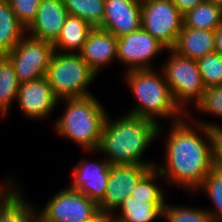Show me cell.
Masks as SVG:
<instances>
[{
  "instance_id": "1f68e13d",
  "label": "cell",
  "mask_w": 222,
  "mask_h": 222,
  "mask_svg": "<svg viewBox=\"0 0 222 222\" xmlns=\"http://www.w3.org/2000/svg\"><path fill=\"white\" fill-rule=\"evenodd\" d=\"M178 10L184 15L188 11L192 10L204 0H171Z\"/></svg>"
},
{
  "instance_id": "ba28073f",
  "label": "cell",
  "mask_w": 222,
  "mask_h": 222,
  "mask_svg": "<svg viewBox=\"0 0 222 222\" xmlns=\"http://www.w3.org/2000/svg\"><path fill=\"white\" fill-rule=\"evenodd\" d=\"M53 43L34 39L27 34L5 57L13 65L20 83L46 76Z\"/></svg>"
},
{
  "instance_id": "8d00e7d4",
  "label": "cell",
  "mask_w": 222,
  "mask_h": 222,
  "mask_svg": "<svg viewBox=\"0 0 222 222\" xmlns=\"http://www.w3.org/2000/svg\"><path fill=\"white\" fill-rule=\"evenodd\" d=\"M30 222H44L38 215H36Z\"/></svg>"
},
{
  "instance_id": "83f0119b",
  "label": "cell",
  "mask_w": 222,
  "mask_h": 222,
  "mask_svg": "<svg viewBox=\"0 0 222 222\" xmlns=\"http://www.w3.org/2000/svg\"><path fill=\"white\" fill-rule=\"evenodd\" d=\"M162 177L156 168H152L131 191V196L141 200H165L162 185L155 184L156 178ZM161 188V189H160Z\"/></svg>"
},
{
  "instance_id": "d6a6232c",
  "label": "cell",
  "mask_w": 222,
  "mask_h": 222,
  "mask_svg": "<svg viewBox=\"0 0 222 222\" xmlns=\"http://www.w3.org/2000/svg\"><path fill=\"white\" fill-rule=\"evenodd\" d=\"M215 52L222 55V25L214 31Z\"/></svg>"
},
{
  "instance_id": "f546056e",
  "label": "cell",
  "mask_w": 222,
  "mask_h": 222,
  "mask_svg": "<svg viewBox=\"0 0 222 222\" xmlns=\"http://www.w3.org/2000/svg\"><path fill=\"white\" fill-rule=\"evenodd\" d=\"M19 23L27 29L36 17L41 0H7Z\"/></svg>"
},
{
  "instance_id": "5bb4252c",
  "label": "cell",
  "mask_w": 222,
  "mask_h": 222,
  "mask_svg": "<svg viewBox=\"0 0 222 222\" xmlns=\"http://www.w3.org/2000/svg\"><path fill=\"white\" fill-rule=\"evenodd\" d=\"M141 4L137 0H105L104 20L100 28L117 38L140 29Z\"/></svg>"
},
{
  "instance_id": "5b68a950",
  "label": "cell",
  "mask_w": 222,
  "mask_h": 222,
  "mask_svg": "<svg viewBox=\"0 0 222 222\" xmlns=\"http://www.w3.org/2000/svg\"><path fill=\"white\" fill-rule=\"evenodd\" d=\"M97 76L80 53L56 51L51 56L46 74L58 100L92 95L87 88Z\"/></svg>"
},
{
  "instance_id": "9a60e30c",
  "label": "cell",
  "mask_w": 222,
  "mask_h": 222,
  "mask_svg": "<svg viewBox=\"0 0 222 222\" xmlns=\"http://www.w3.org/2000/svg\"><path fill=\"white\" fill-rule=\"evenodd\" d=\"M63 0H41L32 24L26 29L28 36L54 43L68 16Z\"/></svg>"
},
{
  "instance_id": "d590c367",
  "label": "cell",
  "mask_w": 222,
  "mask_h": 222,
  "mask_svg": "<svg viewBox=\"0 0 222 222\" xmlns=\"http://www.w3.org/2000/svg\"><path fill=\"white\" fill-rule=\"evenodd\" d=\"M213 3L214 5L220 6L222 8V0H206Z\"/></svg>"
},
{
  "instance_id": "7c38bea8",
  "label": "cell",
  "mask_w": 222,
  "mask_h": 222,
  "mask_svg": "<svg viewBox=\"0 0 222 222\" xmlns=\"http://www.w3.org/2000/svg\"><path fill=\"white\" fill-rule=\"evenodd\" d=\"M110 165L106 158L98 162L82 159L73 168L72 183L68 188L84 194L98 205L106 193Z\"/></svg>"
},
{
  "instance_id": "e0dca14e",
  "label": "cell",
  "mask_w": 222,
  "mask_h": 222,
  "mask_svg": "<svg viewBox=\"0 0 222 222\" xmlns=\"http://www.w3.org/2000/svg\"><path fill=\"white\" fill-rule=\"evenodd\" d=\"M214 42L213 30L192 29L183 25L172 50L182 57L197 61L215 52Z\"/></svg>"
},
{
  "instance_id": "44dd1931",
  "label": "cell",
  "mask_w": 222,
  "mask_h": 222,
  "mask_svg": "<svg viewBox=\"0 0 222 222\" xmlns=\"http://www.w3.org/2000/svg\"><path fill=\"white\" fill-rule=\"evenodd\" d=\"M26 35L7 0H0V56L8 54Z\"/></svg>"
},
{
  "instance_id": "6da1fadb",
  "label": "cell",
  "mask_w": 222,
  "mask_h": 222,
  "mask_svg": "<svg viewBox=\"0 0 222 222\" xmlns=\"http://www.w3.org/2000/svg\"><path fill=\"white\" fill-rule=\"evenodd\" d=\"M187 118L189 114L171 124L165 140L164 165L156 164L155 168L162 175L161 179H167V184H175L193 194L214 168L215 135L222 127L200 120H195L196 127H193Z\"/></svg>"
},
{
  "instance_id": "603a6c76",
  "label": "cell",
  "mask_w": 222,
  "mask_h": 222,
  "mask_svg": "<svg viewBox=\"0 0 222 222\" xmlns=\"http://www.w3.org/2000/svg\"><path fill=\"white\" fill-rule=\"evenodd\" d=\"M19 88L20 82L13 65L5 56H0V115L2 117L9 112Z\"/></svg>"
},
{
  "instance_id": "4dcf8cb0",
  "label": "cell",
  "mask_w": 222,
  "mask_h": 222,
  "mask_svg": "<svg viewBox=\"0 0 222 222\" xmlns=\"http://www.w3.org/2000/svg\"><path fill=\"white\" fill-rule=\"evenodd\" d=\"M214 167L222 171V130L216 132V135H215Z\"/></svg>"
},
{
  "instance_id": "3957f363",
  "label": "cell",
  "mask_w": 222,
  "mask_h": 222,
  "mask_svg": "<svg viewBox=\"0 0 222 222\" xmlns=\"http://www.w3.org/2000/svg\"><path fill=\"white\" fill-rule=\"evenodd\" d=\"M125 82L134 95L136 107L129 114L149 119L158 125L163 119L170 117L171 123L184 118V113L176 104L164 74L154 69L130 70L125 72Z\"/></svg>"
},
{
  "instance_id": "7a4b0ae2",
  "label": "cell",
  "mask_w": 222,
  "mask_h": 222,
  "mask_svg": "<svg viewBox=\"0 0 222 222\" xmlns=\"http://www.w3.org/2000/svg\"><path fill=\"white\" fill-rule=\"evenodd\" d=\"M107 115L102 129L99 149L111 165H147L155 168L157 163L142 161L144 152L162 132L161 125L132 114L115 120Z\"/></svg>"
},
{
  "instance_id": "ac0fdd59",
  "label": "cell",
  "mask_w": 222,
  "mask_h": 222,
  "mask_svg": "<svg viewBox=\"0 0 222 222\" xmlns=\"http://www.w3.org/2000/svg\"><path fill=\"white\" fill-rule=\"evenodd\" d=\"M23 193L16 183L3 192L0 196V222H30L37 215V209L25 199Z\"/></svg>"
},
{
  "instance_id": "e575fe53",
  "label": "cell",
  "mask_w": 222,
  "mask_h": 222,
  "mask_svg": "<svg viewBox=\"0 0 222 222\" xmlns=\"http://www.w3.org/2000/svg\"><path fill=\"white\" fill-rule=\"evenodd\" d=\"M11 182V183H10ZM13 183V180H10L9 177L5 181V183L0 184V196L3 194V192Z\"/></svg>"
},
{
  "instance_id": "d4e9b609",
  "label": "cell",
  "mask_w": 222,
  "mask_h": 222,
  "mask_svg": "<svg viewBox=\"0 0 222 222\" xmlns=\"http://www.w3.org/2000/svg\"><path fill=\"white\" fill-rule=\"evenodd\" d=\"M198 190L204 191L213 202V210L207 209L212 220L222 222V171L214 167L197 189V193Z\"/></svg>"
},
{
  "instance_id": "2e32d148",
  "label": "cell",
  "mask_w": 222,
  "mask_h": 222,
  "mask_svg": "<svg viewBox=\"0 0 222 222\" xmlns=\"http://www.w3.org/2000/svg\"><path fill=\"white\" fill-rule=\"evenodd\" d=\"M118 38L100 27L92 28L80 55L99 76L101 69L117 60Z\"/></svg>"
},
{
  "instance_id": "4316f807",
  "label": "cell",
  "mask_w": 222,
  "mask_h": 222,
  "mask_svg": "<svg viewBox=\"0 0 222 222\" xmlns=\"http://www.w3.org/2000/svg\"><path fill=\"white\" fill-rule=\"evenodd\" d=\"M203 85H222V55L216 52L207 54L197 60Z\"/></svg>"
},
{
  "instance_id": "cb8c5ba5",
  "label": "cell",
  "mask_w": 222,
  "mask_h": 222,
  "mask_svg": "<svg viewBox=\"0 0 222 222\" xmlns=\"http://www.w3.org/2000/svg\"><path fill=\"white\" fill-rule=\"evenodd\" d=\"M68 14L85 20L92 28L101 27L105 0H63Z\"/></svg>"
},
{
  "instance_id": "4fadbf2b",
  "label": "cell",
  "mask_w": 222,
  "mask_h": 222,
  "mask_svg": "<svg viewBox=\"0 0 222 222\" xmlns=\"http://www.w3.org/2000/svg\"><path fill=\"white\" fill-rule=\"evenodd\" d=\"M16 101L22 114L32 120L46 118L59 103L46 76L20 83Z\"/></svg>"
},
{
  "instance_id": "52a82bcc",
  "label": "cell",
  "mask_w": 222,
  "mask_h": 222,
  "mask_svg": "<svg viewBox=\"0 0 222 222\" xmlns=\"http://www.w3.org/2000/svg\"><path fill=\"white\" fill-rule=\"evenodd\" d=\"M184 25L183 14L171 0H146L141 4V27L172 49Z\"/></svg>"
},
{
  "instance_id": "74e56055",
  "label": "cell",
  "mask_w": 222,
  "mask_h": 222,
  "mask_svg": "<svg viewBox=\"0 0 222 222\" xmlns=\"http://www.w3.org/2000/svg\"><path fill=\"white\" fill-rule=\"evenodd\" d=\"M109 222H120V221H118L117 219L111 217Z\"/></svg>"
},
{
  "instance_id": "836d02e7",
  "label": "cell",
  "mask_w": 222,
  "mask_h": 222,
  "mask_svg": "<svg viewBox=\"0 0 222 222\" xmlns=\"http://www.w3.org/2000/svg\"><path fill=\"white\" fill-rule=\"evenodd\" d=\"M111 217L112 214L99 210L94 216L83 222H109Z\"/></svg>"
},
{
  "instance_id": "f1b7e54d",
  "label": "cell",
  "mask_w": 222,
  "mask_h": 222,
  "mask_svg": "<svg viewBox=\"0 0 222 222\" xmlns=\"http://www.w3.org/2000/svg\"><path fill=\"white\" fill-rule=\"evenodd\" d=\"M195 106L202 113L222 118V85L207 87Z\"/></svg>"
},
{
  "instance_id": "277c9868",
  "label": "cell",
  "mask_w": 222,
  "mask_h": 222,
  "mask_svg": "<svg viewBox=\"0 0 222 222\" xmlns=\"http://www.w3.org/2000/svg\"><path fill=\"white\" fill-rule=\"evenodd\" d=\"M66 101L65 112L55 122V130L86 151L99 149L102 129L108 115L103 105L94 95L63 99Z\"/></svg>"
},
{
  "instance_id": "d6986e66",
  "label": "cell",
  "mask_w": 222,
  "mask_h": 222,
  "mask_svg": "<svg viewBox=\"0 0 222 222\" xmlns=\"http://www.w3.org/2000/svg\"><path fill=\"white\" fill-rule=\"evenodd\" d=\"M165 203V200H141L129 195L118 208L120 214L112 213V217L120 222H153L163 219Z\"/></svg>"
},
{
  "instance_id": "ffe728a7",
  "label": "cell",
  "mask_w": 222,
  "mask_h": 222,
  "mask_svg": "<svg viewBox=\"0 0 222 222\" xmlns=\"http://www.w3.org/2000/svg\"><path fill=\"white\" fill-rule=\"evenodd\" d=\"M91 29L85 20L68 15L58 38L53 43L54 51L80 53Z\"/></svg>"
},
{
  "instance_id": "8992f818",
  "label": "cell",
  "mask_w": 222,
  "mask_h": 222,
  "mask_svg": "<svg viewBox=\"0 0 222 222\" xmlns=\"http://www.w3.org/2000/svg\"><path fill=\"white\" fill-rule=\"evenodd\" d=\"M169 52V58L165 61L164 67L162 66V72L176 104L184 113L190 114L185 105L194 101L196 105L206 89L198 63L196 60L178 55L172 49H169Z\"/></svg>"
},
{
  "instance_id": "484cf974",
  "label": "cell",
  "mask_w": 222,
  "mask_h": 222,
  "mask_svg": "<svg viewBox=\"0 0 222 222\" xmlns=\"http://www.w3.org/2000/svg\"><path fill=\"white\" fill-rule=\"evenodd\" d=\"M163 218L167 222H214L207 208L173 206L165 203L163 208Z\"/></svg>"
},
{
  "instance_id": "9c48e42d",
  "label": "cell",
  "mask_w": 222,
  "mask_h": 222,
  "mask_svg": "<svg viewBox=\"0 0 222 222\" xmlns=\"http://www.w3.org/2000/svg\"><path fill=\"white\" fill-rule=\"evenodd\" d=\"M37 215L44 222H83L98 211V205L84 194L68 187L59 190Z\"/></svg>"
},
{
  "instance_id": "30bf717a",
  "label": "cell",
  "mask_w": 222,
  "mask_h": 222,
  "mask_svg": "<svg viewBox=\"0 0 222 222\" xmlns=\"http://www.w3.org/2000/svg\"><path fill=\"white\" fill-rule=\"evenodd\" d=\"M168 48L142 27L127 35L120 36L117 42V61L127 66L126 71L152 69L150 62Z\"/></svg>"
},
{
  "instance_id": "7402d4cb",
  "label": "cell",
  "mask_w": 222,
  "mask_h": 222,
  "mask_svg": "<svg viewBox=\"0 0 222 222\" xmlns=\"http://www.w3.org/2000/svg\"><path fill=\"white\" fill-rule=\"evenodd\" d=\"M183 22L187 28L215 31L222 25V8L204 0L183 15Z\"/></svg>"
},
{
  "instance_id": "8fae6325",
  "label": "cell",
  "mask_w": 222,
  "mask_h": 222,
  "mask_svg": "<svg viewBox=\"0 0 222 222\" xmlns=\"http://www.w3.org/2000/svg\"><path fill=\"white\" fill-rule=\"evenodd\" d=\"M152 168L139 164L110 165L106 193L98 204L99 210L109 214L117 211L123 200L131 194V191Z\"/></svg>"
}]
</instances>
